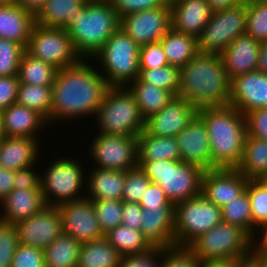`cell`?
<instances>
[{"mask_svg": "<svg viewBox=\"0 0 267 267\" xmlns=\"http://www.w3.org/2000/svg\"><path fill=\"white\" fill-rule=\"evenodd\" d=\"M175 138L182 162L196 165L205 171L216 168L211 162V148L206 126L198 116Z\"/></svg>", "mask_w": 267, "mask_h": 267, "instance_id": "19", "label": "cell"}, {"mask_svg": "<svg viewBox=\"0 0 267 267\" xmlns=\"http://www.w3.org/2000/svg\"><path fill=\"white\" fill-rule=\"evenodd\" d=\"M256 41H267V0H246V31Z\"/></svg>", "mask_w": 267, "mask_h": 267, "instance_id": "41", "label": "cell"}, {"mask_svg": "<svg viewBox=\"0 0 267 267\" xmlns=\"http://www.w3.org/2000/svg\"><path fill=\"white\" fill-rule=\"evenodd\" d=\"M238 258L226 260H212L202 263L201 267H237Z\"/></svg>", "mask_w": 267, "mask_h": 267, "instance_id": "62", "label": "cell"}, {"mask_svg": "<svg viewBox=\"0 0 267 267\" xmlns=\"http://www.w3.org/2000/svg\"><path fill=\"white\" fill-rule=\"evenodd\" d=\"M18 76L0 77V112L17 101Z\"/></svg>", "mask_w": 267, "mask_h": 267, "instance_id": "54", "label": "cell"}, {"mask_svg": "<svg viewBox=\"0 0 267 267\" xmlns=\"http://www.w3.org/2000/svg\"><path fill=\"white\" fill-rule=\"evenodd\" d=\"M175 207L142 208L140 231L152 247L175 246Z\"/></svg>", "mask_w": 267, "mask_h": 267, "instance_id": "24", "label": "cell"}, {"mask_svg": "<svg viewBox=\"0 0 267 267\" xmlns=\"http://www.w3.org/2000/svg\"><path fill=\"white\" fill-rule=\"evenodd\" d=\"M139 204L142 208L175 207V204L167 198L160 186L152 182L146 189V193Z\"/></svg>", "mask_w": 267, "mask_h": 267, "instance_id": "55", "label": "cell"}, {"mask_svg": "<svg viewBox=\"0 0 267 267\" xmlns=\"http://www.w3.org/2000/svg\"><path fill=\"white\" fill-rule=\"evenodd\" d=\"M244 115L267 106V74L253 71L231 80L228 102Z\"/></svg>", "mask_w": 267, "mask_h": 267, "instance_id": "20", "label": "cell"}, {"mask_svg": "<svg viewBox=\"0 0 267 267\" xmlns=\"http://www.w3.org/2000/svg\"><path fill=\"white\" fill-rule=\"evenodd\" d=\"M237 267H260V260L251 252L246 257L238 258Z\"/></svg>", "mask_w": 267, "mask_h": 267, "instance_id": "63", "label": "cell"}, {"mask_svg": "<svg viewBox=\"0 0 267 267\" xmlns=\"http://www.w3.org/2000/svg\"><path fill=\"white\" fill-rule=\"evenodd\" d=\"M35 24V17L18 5H0V38L18 42L26 48Z\"/></svg>", "mask_w": 267, "mask_h": 267, "instance_id": "28", "label": "cell"}, {"mask_svg": "<svg viewBox=\"0 0 267 267\" xmlns=\"http://www.w3.org/2000/svg\"><path fill=\"white\" fill-rule=\"evenodd\" d=\"M187 247L205 263L246 257L254 249V240L240 227L222 221Z\"/></svg>", "mask_w": 267, "mask_h": 267, "instance_id": "9", "label": "cell"}, {"mask_svg": "<svg viewBox=\"0 0 267 267\" xmlns=\"http://www.w3.org/2000/svg\"><path fill=\"white\" fill-rule=\"evenodd\" d=\"M92 136L87 156L94 162L93 167L119 171L138 167V136L96 132Z\"/></svg>", "mask_w": 267, "mask_h": 267, "instance_id": "13", "label": "cell"}, {"mask_svg": "<svg viewBox=\"0 0 267 267\" xmlns=\"http://www.w3.org/2000/svg\"><path fill=\"white\" fill-rule=\"evenodd\" d=\"M86 2L87 0H46L35 17V23L47 28L65 29Z\"/></svg>", "mask_w": 267, "mask_h": 267, "instance_id": "30", "label": "cell"}, {"mask_svg": "<svg viewBox=\"0 0 267 267\" xmlns=\"http://www.w3.org/2000/svg\"><path fill=\"white\" fill-rule=\"evenodd\" d=\"M87 1H103V2H110L111 0H87Z\"/></svg>", "mask_w": 267, "mask_h": 267, "instance_id": "68", "label": "cell"}, {"mask_svg": "<svg viewBox=\"0 0 267 267\" xmlns=\"http://www.w3.org/2000/svg\"><path fill=\"white\" fill-rule=\"evenodd\" d=\"M105 237L121 256L147 252L152 248L140 230L122 224L111 229Z\"/></svg>", "mask_w": 267, "mask_h": 267, "instance_id": "38", "label": "cell"}, {"mask_svg": "<svg viewBox=\"0 0 267 267\" xmlns=\"http://www.w3.org/2000/svg\"><path fill=\"white\" fill-rule=\"evenodd\" d=\"M171 28L198 38L213 10L206 0H170Z\"/></svg>", "mask_w": 267, "mask_h": 267, "instance_id": "21", "label": "cell"}, {"mask_svg": "<svg viewBox=\"0 0 267 267\" xmlns=\"http://www.w3.org/2000/svg\"><path fill=\"white\" fill-rule=\"evenodd\" d=\"M150 184L151 181L147 178L139 166L126 171L122 200L125 202L139 204Z\"/></svg>", "mask_w": 267, "mask_h": 267, "instance_id": "45", "label": "cell"}, {"mask_svg": "<svg viewBox=\"0 0 267 267\" xmlns=\"http://www.w3.org/2000/svg\"><path fill=\"white\" fill-rule=\"evenodd\" d=\"M142 207L138 203L123 201L122 205V225L135 230H140L142 221Z\"/></svg>", "mask_w": 267, "mask_h": 267, "instance_id": "56", "label": "cell"}, {"mask_svg": "<svg viewBox=\"0 0 267 267\" xmlns=\"http://www.w3.org/2000/svg\"><path fill=\"white\" fill-rule=\"evenodd\" d=\"M86 171V198L90 200H122L126 171L93 167ZM88 172V173H87Z\"/></svg>", "mask_w": 267, "mask_h": 267, "instance_id": "27", "label": "cell"}, {"mask_svg": "<svg viewBox=\"0 0 267 267\" xmlns=\"http://www.w3.org/2000/svg\"><path fill=\"white\" fill-rule=\"evenodd\" d=\"M202 262L187 246L163 248L162 267H201Z\"/></svg>", "mask_w": 267, "mask_h": 267, "instance_id": "47", "label": "cell"}, {"mask_svg": "<svg viewBox=\"0 0 267 267\" xmlns=\"http://www.w3.org/2000/svg\"><path fill=\"white\" fill-rule=\"evenodd\" d=\"M11 267H45L43 249L19 244L13 255Z\"/></svg>", "mask_w": 267, "mask_h": 267, "instance_id": "50", "label": "cell"}, {"mask_svg": "<svg viewBox=\"0 0 267 267\" xmlns=\"http://www.w3.org/2000/svg\"><path fill=\"white\" fill-rule=\"evenodd\" d=\"M180 68L167 65L153 69H140L139 79L153 86L165 89L177 96L180 88Z\"/></svg>", "mask_w": 267, "mask_h": 267, "instance_id": "40", "label": "cell"}, {"mask_svg": "<svg viewBox=\"0 0 267 267\" xmlns=\"http://www.w3.org/2000/svg\"><path fill=\"white\" fill-rule=\"evenodd\" d=\"M236 169L249 180H257L267 173V140L247 135L243 157Z\"/></svg>", "mask_w": 267, "mask_h": 267, "instance_id": "34", "label": "cell"}, {"mask_svg": "<svg viewBox=\"0 0 267 267\" xmlns=\"http://www.w3.org/2000/svg\"><path fill=\"white\" fill-rule=\"evenodd\" d=\"M119 28L120 18L111 2L87 1L65 30L81 59H92Z\"/></svg>", "mask_w": 267, "mask_h": 267, "instance_id": "4", "label": "cell"}, {"mask_svg": "<svg viewBox=\"0 0 267 267\" xmlns=\"http://www.w3.org/2000/svg\"><path fill=\"white\" fill-rule=\"evenodd\" d=\"M257 181L267 189V173H264Z\"/></svg>", "mask_w": 267, "mask_h": 267, "instance_id": "65", "label": "cell"}, {"mask_svg": "<svg viewBox=\"0 0 267 267\" xmlns=\"http://www.w3.org/2000/svg\"><path fill=\"white\" fill-rule=\"evenodd\" d=\"M37 164L15 171L14 189H41V172L36 170Z\"/></svg>", "mask_w": 267, "mask_h": 267, "instance_id": "53", "label": "cell"}, {"mask_svg": "<svg viewBox=\"0 0 267 267\" xmlns=\"http://www.w3.org/2000/svg\"><path fill=\"white\" fill-rule=\"evenodd\" d=\"M25 50L57 70L73 66L81 60L67 30L62 28H47L35 24Z\"/></svg>", "mask_w": 267, "mask_h": 267, "instance_id": "12", "label": "cell"}, {"mask_svg": "<svg viewBox=\"0 0 267 267\" xmlns=\"http://www.w3.org/2000/svg\"><path fill=\"white\" fill-rule=\"evenodd\" d=\"M19 244L45 249L63 234L57 206H45L28 219L16 223Z\"/></svg>", "mask_w": 267, "mask_h": 267, "instance_id": "15", "label": "cell"}, {"mask_svg": "<svg viewBox=\"0 0 267 267\" xmlns=\"http://www.w3.org/2000/svg\"><path fill=\"white\" fill-rule=\"evenodd\" d=\"M198 108L184 98L174 96L158 113L146 120L145 130L160 137H175L197 116Z\"/></svg>", "mask_w": 267, "mask_h": 267, "instance_id": "18", "label": "cell"}, {"mask_svg": "<svg viewBox=\"0 0 267 267\" xmlns=\"http://www.w3.org/2000/svg\"><path fill=\"white\" fill-rule=\"evenodd\" d=\"M252 253L260 260V267H267V256L255 251L254 249L252 250Z\"/></svg>", "mask_w": 267, "mask_h": 267, "instance_id": "64", "label": "cell"}, {"mask_svg": "<svg viewBox=\"0 0 267 267\" xmlns=\"http://www.w3.org/2000/svg\"><path fill=\"white\" fill-rule=\"evenodd\" d=\"M180 88L177 96L197 108L227 105L231 80L220 55L198 53L180 68Z\"/></svg>", "mask_w": 267, "mask_h": 267, "instance_id": "2", "label": "cell"}, {"mask_svg": "<svg viewBox=\"0 0 267 267\" xmlns=\"http://www.w3.org/2000/svg\"><path fill=\"white\" fill-rule=\"evenodd\" d=\"M82 243L70 235H60L43 249L45 267H77Z\"/></svg>", "mask_w": 267, "mask_h": 267, "instance_id": "35", "label": "cell"}, {"mask_svg": "<svg viewBox=\"0 0 267 267\" xmlns=\"http://www.w3.org/2000/svg\"><path fill=\"white\" fill-rule=\"evenodd\" d=\"M45 206L41 189H13L0 202V220L16 224L35 215Z\"/></svg>", "mask_w": 267, "mask_h": 267, "instance_id": "26", "label": "cell"}, {"mask_svg": "<svg viewBox=\"0 0 267 267\" xmlns=\"http://www.w3.org/2000/svg\"><path fill=\"white\" fill-rule=\"evenodd\" d=\"M247 135L267 140V109H254L245 114Z\"/></svg>", "mask_w": 267, "mask_h": 267, "instance_id": "52", "label": "cell"}, {"mask_svg": "<svg viewBox=\"0 0 267 267\" xmlns=\"http://www.w3.org/2000/svg\"><path fill=\"white\" fill-rule=\"evenodd\" d=\"M45 1L46 0H17L16 5L36 17L43 8Z\"/></svg>", "mask_w": 267, "mask_h": 267, "instance_id": "58", "label": "cell"}, {"mask_svg": "<svg viewBox=\"0 0 267 267\" xmlns=\"http://www.w3.org/2000/svg\"><path fill=\"white\" fill-rule=\"evenodd\" d=\"M93 120L96 133L139 136L146 120L126 86H110Z\"/></svg>", "mask_w": 267, "mask_h": 267, "instance_id": "5", "label": "cell"}, {"mask_svg": "<svg viewBox=\"0 0 267 267\" xmlns=\"http://www.w3.org/2000/svg\"><path fill=\"white\" fill-rule=\"evenodd\" d=\"M109 87L91 59H81L73 66L57 70L48 125L67 120L70 123L86 118L94 120Z\"/></svg>", "mask_w": 267, "mask_h": 267, "instance_id": "1", "label": "cell"}, {"mask_svg": "<svg viewBox=\"0 0 267 267\" xmlns=\"http://www.w3.org/2000/svg\"><path fill=\"white\" fill-rule=\"evenodd\" d=\"M5 137L4 130H3V123H2V116L0 112V142Z\"/></svg>", "mask_w": 267, "mask_h": 267, "instance_id": "67", "label": "cell"}, {"mask_svg": "<svg viewBox=\"0 0 267 267\" xmlns=\"http://www.w3.org/2000/svg\"><path fill=\"white\" fill-rule=\"evenodd\" d=\"M222 221L243 229L253 240L258 230L253 226L251 204L247 189L221 207Z\"/></svg>", "mask_w": 267, "mask_h": 267, "instance_id": "36", "label": "cell"}, {"mask_svg": "<svg viewBox=\"0 0 267 267\" xmlns=\"http://www.w3.org/2000/svg\"><path fill=\"white\" fill-rule=\"evenodd\" d=\"M254 250L267 256V223L259 229L254 239Z\"/></svg>", "mask_w": 267, "mask_h": 267, "instance_id": "59", "label": "cell"}, {"mask_svg": "<svg viewBox=\"0 0 267 267\" xmlns=\"http://www.w3.org/2000/svg\"><path fill=\"white\" fill-rule=\"evenodd\" d=\"M213 11L236 6L245 0H206Z\"/></svg>", "mask_w": 267, "mask_h": 267, "instance_id": "61", "label": "cell"}, {"mask_svg": "<svg viewBox=\"0 0 267 267\" xmlns=\"http://www.w3.org/2000/svg\"><path fill=\"white\" fill-rule=\"evenodd\" d=\"M257 71L267 74V41L261 42L257 60Z\"/></svg>", "mask_w": 267, "mask_h": 267, "instance_id": "60", "label": "cell"}, {"mask_svg": "<svg viewBox=\"0 0 267 267\" xmlns=\"http://www.w3.org/2000/svg\"><path fill=\"white\" fill-rule=\"evenodd\" d=\"M120 28L139 46L160 41L171 29L170 3L123 16Z\"/></svg>", "mask_w": 267, "mask_h": 267, "instance_id": "14", "label": "cell"}, {"mask_svg": "<svg viewBox=\"0 0 267 267\" xmlns=\"http://www.w3.org/2000/svg\"><path fill=\"white\" fill-rule=\"evenodd\" d=\"M261 42L246 33L235 38L220 54L224 69L230 80L237 76L257 71Z\"/></svg>", "mask_w": 267, "mask_h": 267, "instance_id": "22", "label": "cell"}, {"mask_svg": "<svg viewBox=\"0 0 267 267\" xmlns=\"http://www.w3.org/2000/svg\"><path fill=\"white\" fill-rule=\"evenodd\" d=\"M168 65L166 54L160 41L139 48V69H153Z\"/></svg>", "mask_w": 267, "mask_h": 267, "instance_id": "48", "label": "cell"}, {"mask_svg": "<svg viewBox=\"0 0 267 267\" xmlns=\"http://www.w3.org/2000/svg\"><path fill=\"white\" fill-rule=\"evenodd\" d=\"M5 136L40 140V133L50 131L47 120L35 110L15 102L1 112ZM47 128V129H44ZM45 130V131H43Z\"/></svg>", "mask_w": 267, "mask_h": 267, "instance_id": "23", "label": "cell"}, {"mask_svg": "<svg viewBox=\"0 0 267 267\" xmlns=\"http://www.w3.org/2000/svg\"><path fill=\"white\" fill-rule=\"evenodd\" d=\"M181 161L179 145L175 137H160L145 129L138 136V161Z\"/></svg>", "mask_w": 267, "mask_h": 267, "instance_id": "29", "label": "cell"}, {"mask_svg": "<svg viewBox=\"0 0 267 267\" xmlns=\"http://www.w3.org/2000/svg\"><path fill=\"white\" fill-rule=\"evenodd\" d=\"M138 166L174 204L201 194L205 172L201 167L174 160L138 161Z\"/></svg>", "mask_w": 267, "mask_h": 267, "instance_id": "7", "label": "cell"}, {"mask_svg": "<svg viewBox=\"0 0 267 267\" xmlns=\"http://www.w3.org/2000/svg\"><path fill=\"white\" fill-rule=\"evenodd\" d=\"M44 166L41 170V190L47 206L79 200L86 195V164L76 156H60ZM53 160V161H52ZM85 167V168H84Z\"/></svg>", "mask_w": 267, "mask_h": 267, "instance_id": "6", "label": "cell"}, {"mask_svg": "<svg viewBox=\"0 0 267 267\" xmlns=\"http://www.w3.org/2000/svg\"><path fill=\"white\" fill-rule=\"evenodd\" d=\"M19 245L16 224L0 220V267H11L13 255Z\"/></svg>", "mask_w": 267, "mask_h": 267, "instance_id": "46", "label": "cell"}, {"mask_svg": "<svg viewBox=\"0 0 267 267\" xmlns=\"http://www.w3.org/2000/svg\"><path fill=\"white\" fill-rule=\"evenodd\" d=\"M197 116L207 129L212 164L216 168H237L247 136L245 115L227 104L198 108Z\"/></svg>", "mask_w": 267, "mask_h": 267, "instance_id": "3", "label": "cell"}, {"mask_svg": "<svg viewBox=\"0 0 267 267\" xmlns=\"http://www.w3.org/2000/svg\"><path fill=\"white\" fill-rule=\"evenodd\" d=\"M126 87L133 94L145 120L158 113L174 97L171 92L142 82L139 78Z\"/></svg>", "mask_w": 267, "mask_h": 267, "instance_id": "32", "label": "cell"}, {"mask_svg": "<svg viewBox=\"0 0 267 267\" xmlns=\"http://www.w3.org/2000/svg\"><path fill=\"white\" fill-rule=\"evenodd\" d=\"M139 48L140 46L119 28L91 60L98 65L109 86H127L139 77Z\"/></svg>", "mask_w": 267, "mask_h": 267, "instance_id": "8", "label": "cell"}, {"mask_svg": "<svg viewBox=\"0 0 267 267\" xmlns=\"http://www.w3.org/2000/svg\"><path fill=\"white\" fill-rule=\"evenodd\" d=\"M94 212L104 234L122 224L123 200H92Z\"/></svg>", "mask_w": 267, "mask_h": 267, "instance_id": "42", "label": "cell"}, {"mask_svg": "<svg viewBox=\"0 0 267 267\" xmlns=\"http://www.w3.org/2000/svg\"><path fill=\"white\" fill-rule=\"evenodd\" d=\"M25 47L18 42L0 38V77L18 75Z\"/></svg>", "mask_w": 267, "mask_h": 267, "instance_id": "43", "label": "cell"}, {"mask_svg": "<svg viewBox=\"0 0 267 267\" xmlns=\"http://www.w3.org/2000/svg\"><path fill=\"white\" fill-rule=\"evenodd\" d=\"M16 102L35 110L49 122L52 106V86L19 83Z\"/></svg>", "mask_w": 267, "mask_h": 267, "instance_id": "39", "label": "cell"}, {"mask_svg": "<svg viewBox=\"0 0 267 267\" xmlns=\"http://www.w3.org/2000/svg\"><path fill=\"white\" fill-rule=\"evenodd\" d=\"M222 222L221 208L202 194L175 204V246H188L199 235Z\"/></svg>", "mask_w": 267, "mask_h": 267, "instance_id": "10", "label": "cell"}, {"mask_svg": "<svg viewBox=\"0 0 267 267\" xmlns=\"http://www.w3.org/2000/svg\"><path fill=\"white\" fill-rule=\"evenodd\" d=\"M246 189L251 204L253 226L259 231L267 223V189L257 180H249Z\"/></svg>", "mask_w": 267, "mask_h": 267, "instance_id": "44", "label": "cell"}, {"mask_svg": "<svg viewBox=\"0 0 267 267\" xmlns=\"http://www.w3.org/2000/svg\"><path fill=\"white\" fill-rule=\"evenodd\" d=\"M56 72L57 69L55 67L25 51L20 61L17 76L19 83L53 86Z\"/></svg>", "mask_w": 267, "mask_h": 267, "instance_id": "37", "label": "cell"}, {"mask_svg": "<svg viewBox=\"0 0 267 267\" xmlns=\"http://www.w3.org/2000/svg\"><path fill=\"white\" fill-rule=\"evenodd\" d=\"M15 171L0 167V202L14 189Z\"/></svg>", "mask_w": 267, "mask_h": 267, "instance_id": "57", "label": "cell"}, {"mask_svg": "<svg viewBox=\"0 0 267 267\" xmlns=\"http://www.w3.org/2000/svg\"><path fill=\"white\" fill-rule=\"evenodd\" d=\"M121 258L104 236L82 243L77 267H120Z\"/></svg>", "mask_w": 267, "mask_h": 267, "instance_id": "33", "label": "cell"}, {"mask_svg": "<svg viewBox=\"0 0 267 267\" xmlns=\"http://www.w3.org/2000/svg\"><path fill=\"white\" fill-rule=\"evenodd\" d=\"M246 31V0L236 6L215 10L197 38L203 54L220 55L229 44Z\"/></svg>", "mask_w": 267, "mask_h": 267, "instance_id": "11", "label": "cell"}, {"mask_svg": "<svg viewBox=\"0 0 267 267\" xmlns=\"http://www.w3.org/2000/svg\"><path fill=\"white\" fill-rule=\"evenodd\" d=\"M63 225V233L70 235L81 243L105 236L93 207V201L82 198L57 206Z\"/></svg>", "mask_w": 267, "mask_h": 267, "instance_id": "16", "label": "cell"}, {"mask_svg": "<svg viewBox=\"0 0 267 267\" xmlns=\"http://www.w3.org/2000/svg\"><path fill=\"white\" fill-rule=\"evenodd\" d=\"M170 0H111L119 18L130 13L154 9L166 5Z\"/></svg>", "mask_w": 267, "mask_h": 267, "instance_id": "51", "label": "cell"}, {"mask_svg": "<svg viewBox=\"0 0 267 267\" xmlns=\"http://www.w3.org/2000/svg\"><path fill=\"white\" fill-rule=\"evenodd\" d=\"M40 141L43 140L5 136L0 142V167L16 171L42 162L40 158H43L41 157L43 142Z\"/></svg>", "mask_w": 267, "mask_h": 267, "instance_id": "25", "label": "cell"}, {"mask_svg": "<svg viewBox=\"0 0 267 267\" xmlns=\"http://www.w3.org/2000/svg\"><path fill=\"white\" fill-rule=\"evenodd\" d=\"M168 64L182 68L198 53L197 38L171 28L161 39Z\"/></svg>", "mask_w": 267, "mask_h": 267, "instance_id": "31", "label": "cell"}, {"mask_svg": "<svg viewBox=\"0 0 267 267\" xmlns=\"http://www.w3.org/2000/svg\"><path fill=\"white\" fill-rule=\"evenodd\" d=\"M162 262L163 248L152 247L147 252L122 256L120 267H162Z\"/></svg>", "mask_w": 267, "mask_h": 267, "instance_id": "49", "label": "cell"}, {"mask_svg": "<svg viewBox=\"0 0 267 267\" xmlns=\"http://www.w3.org/2000/svg\"><path fill=\"white\" fill-rule=\"evenodd\" d=\"M17 0H0V5H16Z\"/></svg>", "mask_w": 267, "mask_h": 267, "instance_id": "66", "label": "cell"}, {"mask_svg": "<svg viewBox=\"0 0 267 267\" xmlns=\"http://www.w3.org/2000/svg\"><path fill=\"white\" fill-rule=\"evenodd\" d=\"M249 179L236 168H215L204 172L201 194L218 207L238 197Z\"/></svg>", "mask_w": 267, "mask_h": 267, "instance_id": "17", "label": "cell"}]
</instances>
